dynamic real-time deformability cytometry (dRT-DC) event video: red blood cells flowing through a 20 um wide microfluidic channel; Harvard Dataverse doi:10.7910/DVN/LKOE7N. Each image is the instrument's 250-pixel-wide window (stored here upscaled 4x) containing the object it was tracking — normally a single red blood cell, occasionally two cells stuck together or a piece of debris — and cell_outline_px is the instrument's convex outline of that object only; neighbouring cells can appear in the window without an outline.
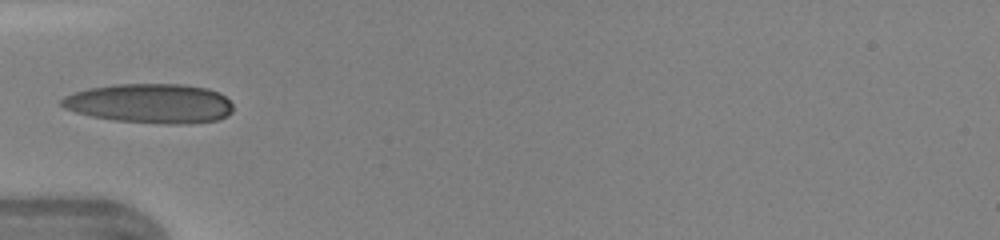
{"species": "human", "species_latin": "Homo sapiens", "temperature_condition": "warm", "stored_images_in_passage": 30, "camera_frame_rate_fps": 3000, "um_per_image_px": 0.085, "donor": {"sex": "female"}, "frame": {"image": 1, "passage_image": 1, "time_ms": 0.0, "image_size_px": [1000, 240], "cell_outline_px": [[232, 112], [228, 116], [220, 120], [188, 124], [164, 124], [116, 120], [92, 116], [76, 112], [64, 108], [60, 104], [60, 100], [64, 96], [72, 92], [88, 88], [116, 84], [184, 84], [208, 88], [220, 92], [232, 104]], "centroid_in_image_um": [12.78, 8.79], "position_along_channel_um": 72.2, "area_um2": 39.82}, "authors_computed_cell_mechanics": {"area_um2": 35.6626, "velocity_mm_per_s": 4.3758, "shape_relaxation_time_tau1_ms": 3.8893, "shape_relaxation_time_tau2_ms": 0.6598, "deformation_change_tau1": 0.183, "deformation_change_tau2": 0.0684}}